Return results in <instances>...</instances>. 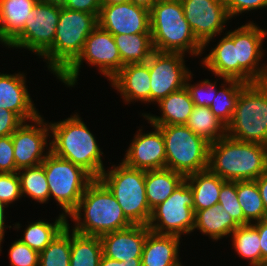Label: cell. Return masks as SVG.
Wrapping results in <instances>:
<instances>
[{"label": "cell", "instance_id": "obj_48", "mask_svg": "<svg viewBox=\"0 0 267 266\" xmlns=\"http://www.w3.org/2000/svg\"><path fill=\"white\" fill-rule=\"evenodd\" d=\"M256 183L263 201L264 208L267 213V173L262 174L256 179Z\"/></svg>", "mask_w": 267, "mask_h": 266}, {"label": "cell", "instance_id": "obj_1", "mask_svg": "<svg viewBox=\"0 0 267 266\" xmlns=\"http://www.w3.org/2000/svg\"><path fill=\"white\" fill-rule=\"evenodd\" d=\"M67 217L75 224L73 231L89 236L100 237L133 225L125 217L112 192L99 178H94L88 184L77 207Z\"/></svg>", "mask_w": 267, "mask_h": 266}, {"label": "cell", "instance_id": "obj_52", "mask_svg": "<svg viewBox=\"0 0 267 266\" xmlns=\"http://www.w3.org/2000/svg\"><path fill=\"white\" fill-rule=\"evenodd\" d=\"M126 2H130V0H101V5H112Z\"/></svg>", "mask_w": 267, "mask_h": 266}, {"label": "cell", "instance_id": "obj_32", "mask_svg": "<svg viewBox=\"0 0 267 266\" xmlns=\"http://www.w3.org/2000/svg\"><path fill=\"white\" fill-rule=\"evenodd\" d=\"M69 266H99L103 256L100 237L79 234L71 229Z\"/></svg>", "mask_w": 267, "mask_h": 266}, {"label": "cell", "instance_id": "obj_51", "mask_svg": "<svg viewBox=\"0 0 267 266\" xmlns=\"http://www.w3.org/2000/svg\"><path fill=\"white\" fill-rule=\"evenodd\" d=\"M38 3L52 4L63 7L65 0H36Z\"/></svg>", "mask_w": 267, "mask_h": 266}, {"label": "cell", "instance_id": "obj_45", "mask_svg": "<svg viewBox=\"0 0 267 266\" xmlns=\"http://www.w3.org/2000/svg\"><path fill=\"white\" fill-rule=\"evenodd\" d=\"M101 0H65L64 8L94 14L97 18L101 9Z\"/></svg>", "mask_w": 267, "mask_h": 266}, {"label": "cell", "instance_id": "obj_18", "mask_svg": "<svg viewBox=\"0 0 267 266\" xmlns=\"http://www.w3.org/2000/svg\"><path fill=\"white\" fill-rule=\"evenodd\" d=\"M151 126L154 131L148 133L139 128L125 151L121 161L128 167L145 171L166 168V151L162 131L157 126Z\"/></svg>", "mask_w": 267, "mask_h": 266}, {"label": "cell", "instance_id": "obj_6", "mask_svg": "<svg viewBox=\"0 0 267 266\" xmlns=\"http://www.w3.org/2000/svg\"><path fill=\"white\" fill-rule=\"evenodd\" d=\"M227 135L267 146V81L247 84L241 90Z\"/></svg>", "mask_w": 267, "mask_h": 266}, {"label": "cell", "instance_id": "obj_31", "mask_svg": "<svg viewBox=\"0 0 267 266\" xmlns=\"http://www.w3.org/2000/svg\"><path fill=\"white\" fill-rule=\"evenodd\" d=\"M185 125L209 144L227 135V126L205 106L195 105Z\"/></svg>", "mask_w": 267, "mask_h": 266}, {"label": "cell", "instance_id": "obj_15", "mask_svg": "<svg viewBox=\"0 0 267 266\" xmlns=\"http://www.w3.org/2000/svg\"><path fill=\"white\" fill-rule=\"evenodd\" d=\"M44 120L39 115L30 124L23 122L11 134L17 170L41 164L51 152L49 122Z\"/></svg>", "mask_w": 267, "mask_h": 266}, {"label": "cell", "instance_id": "obj_17", "mask_svg": "<svg viewBox=\"0 0 267 266\" xmlns=\"http://www.w3.org/2000/svg\"><path fill=\"white\" fill-rule=\"evenodd\" d=\"M97 20L112 35L150 33V10L132 2L102 5Z\"/></svg>", "mask_w": 267, "mask_h": 266}, {"label": "cell", "instance_id": "obj_46", "mask_svg": "<svg viewBox=\"0 0 267 266\" xmlns=\"http://www.w3.org/2000/svg\"><path fill=\"white\" fill-rule=\"evenodd\" d=\"M252 225L258 230L260 237L261 248V263L267 261V218L264 220L252 223Z\"/></svg>", "mask_w": 267, "mask_h": 266}, {"label": "cell", "instance_id": "obj_23", "mask_svg": "<svg viewBox=\"0 0 267 266\" xmlns=\"http://www.w3.org/2000/svg\"><path fill=\"white\" fill-rule=\"evenodd\" d=\"M156 104L161 112L160 116L150 113L141 115L150 125H185L195 107L186 87L170 93Z\"/></svg>", "mask_w": 267, "mask_h": 266}, {"label": "cell", "instance_id": "obj_54", "mask_svg": "<svg viewBox=\"0 0 267 266\" xmlns=\"http://www.w3.org/2000/svg\"><path fill=\"white\" fill-rule=\"evenodd\" d=\"M0 44L4 45L5 47H7V45L0 39Z\"/></svg>", "mask_w": 267, "mask_h": 266}, {"label": "cell", "instance_id": "obj_35", "mask_svg": "<svg viewBox=\"0 0 267 266\" xmlns=\"http://www.w3.org/2000/svg\"><path fill=\"white\" fill-rule=\"evenodd\" d=\"M20 180L22 197H30L40 204L48 203L50 199L49 186L44 167L41 164L23 168L17 171ZM26 195V196H25Z\"/></svg>", "mask_w": 267, "mask_h": 266}, {"label": "cell", "instance_id": "obj_7", "mask_svg": "<svg viewBox=\"0 0 267 266\" xmlns=\"http://www.w3.org/2000/svg\"><path fill=\"white\" fill-rule=\"evenodd\" d=\"M99 179L108 187L125 217L133 225H147L151 216L146 197L145 170L128 167L122 161L104 170Z\"/></svg>", "mask_w": 267, "mask_h": 266}, {"label": "cell", "instance_id": "obj_12", "mask_svg": "<svg viewBox=\"0 0 267 266\" xmlns=\"http://www.w3.org/2000/svg\"><path fill=\"white\" fill-rule=\"evenodd\" d=\"M226 34L237 44L239 81L246 84L266 82L267 64L260 62L265 56L262 45L267 36V29L248 21L233 31H226Z\"/></svg>", "mask_w": 267, "mask_h": 266}, {"label": "cell", "instance_id": "obj_41", "mask_svg": "<svg viewBox=\"0 0 267 266\" xmlns=\"http://www.w3.org/2000/svg\"><path fill=\"white\" fill-rule=\"evenodd\" d=\"M22 197L17 172L0 173V200L10 206Z\"/></svg>", "mask_w": 267, "mask_h": 266}, {"label": "cell", "instance_id": "obj_14", "mask_svg": "<svg viewBox=\"0 0 267 266\" xmlns=\"http://www.w3.org/2000/svg\"><path fill=\"white\" fill-rule=\"evenodd\" d=\"M184 58L181 53H152L146 61L150 73V103H158L170 93L185 87L191 71L185 65Z\"/></svg>", "mask_w": 267, "mask_h": 266}, {"label": "cell", "instance_id": "obj_16", "mask_svg": "<svg viewBox=\"0 0 267 266\" xmlns=\"http://www.w3.org/2000/svg\"><path fill=\"white\" fill-rule=\"evenodd\" d=\"M184 17L196 39L203 45V51L226 29L231 20L223 0H181Z\"/></svg>", "mask_w": 267, "mask_h": 266}, {"label": "cell", "instance_id": "obj_29", "mask_svg": "<svg viewBox=\"0 0 267 266\" xmlns=\"http://www.w3.org/2000/svg\"><path fill=\"white\" fill-rule=\"evenodd\" d=\"M68 217L63 213L57 216L54 223L44 220H36L26 225L20 241L37 251L42 252L56 236L68 225Z\"/></svg>", "mask_w": 267, "mask_h": 266}, {"label": "cell", "instance_id": "obj_11", "mask_svg": "<svg viewBox=\"0 0 267 266\" xmlns=\"http://www.w3.org/2000/svg\"><path fill=\"white\" fill-rule=\"evenodd\" d=\"M193 192L184 180L162 203L152 209L147 227L157 234L187 235L193 232Z\"/></svg>", "mask_w": 267, "mask_h": 266}, {"label": "cell", "instance_id": "obj_42", "mask_svg": "<svg viewBox=\"0 0 267 266\" xmlns=\"http://www.w3.org/2000/svg\"><path fill=\"white\" fill-rule=\"evenodd\" d=\"M14 148L11 135L0 137V173H15Z\"/></svg>", "mask_w": 267, "mask_h": 266}, {"label": "cell", "instance_id": "obj_39", "mask_svg": "<svg viewBox=\"0 0 267 266\" xmlns=\"http://www.w3.org/2000/svg\"><path fill=\"white\" fill-rule=\"evenodd\" d=\"M193 73H191L186 79L185 87L188 89L191 99L196 106L210 107L213 99L217 95V78L216 81L204 79L199 81L197 84H191Z\"/></svg>", "mask_w": 267, "mask_h": 266}, {"label": "cell", "instance_id": "obj_30", "mask_svg": "<svg viewBox=\"0 0 267 266\" xmlns=\"http://www.w3.org/2000/svg\"><path fill=\"white\" fill-rule=\"evenodd\" d=\"M123 65L145 63L155 51L151 33L113 35Z\"/></svg>", "mask_w": 267, "mask_h": 266}, {"label": "cell", "instance_id": "obj_50", "mask_svg": "<svg viewBox=\"0 0 267 266\" xmlns=\"http://www.w3.org/2000/svg\"><path fill=\"white\" fill-rule=\"evenodd\" d=\"M158 0H130L135 5L142 6L150 10Z\"/></svg>", "mask_w": 267, "mask_h": 266}, {"label": "cell", "instance_id": "obj_40", "mask_svg": "<svg viewBox=\"0 0 267 266\" xmlns=\"http://www.w3.org/2000/svg\"><path fill=\"white\" fill-rule=\"evenodd\" d=\"M8 252L10 266H39V253L19 239L11 243Z\"/></svg>", "mask_w": 267, "mask_h": 266}, {"label": "cell", "instance_id": "obj_33", "mask_svg": "<svg viewBox=\"0 0 267 266\" xmlns=\"http://www.w3.org/2000/svg\"><path fill=\"white\" fill-rule=\"evenodd\" d=\"M221 80H223L221 89H217V95L209 108L227 126L232 120L238 96L247 84L235 79L221 78Z\"/></svg>", "mask_w": 267, "mask_h": 266}, {"label": "cell", "instance_id": "obj_19", "mask_svg": "<svg viewBox=\"0 0 267 266\" xmlns=\"http://www.w3.org/2000/svg\"><path fill=\"white\" fill-rule=\"evenodd\" d=\"M24 73L7 74L0 72V109L16 113L24 122L36 119L40 113L36 109Z\"/></svg>", "mask_w": 267, "mask_h": 266}, {"label": "cell", "instance_id": "obj_47", "mask_svg": "<svg viewBox=\"0 0 267 266\" xmlns=\"http://www.w3.org/2000/svg\"><path fill=\"white\" fill-rule=\"evenodd\" d=\"M99 266H142L141 258H134V261H117L102 256Z\"/></svg>", "mask_w": 267, "mask_h": 266}, {"label": "cell", "instance_id": "obj_20", "mask_svg": "<svg viewBox=\"0 0 267 266\" xmlns=\"http://www.w3.org/2000/svg\"><path fill=\"white\" fill-rule=\"evenodd\" d=\"M149 232L147 225H132L100 236L103 256L120 262L141 258L143 245Z\"/></svg>", "mask_w": 267, "mask_h": 266}, {"label": "cell", "instance_id": "obj_4", "mask_svg": "<svg viewBox=\"0 0 267 266\" xmlns=\"http://www.w3.org/2000/svg\"><path fill=\"white\" fill-rule=\"evenodd\" d=\"M150 33L155 51L201 56L203 45L184 17L181 0H158L150 9Z\"/></svg>", "mask_w": 267, "mask_h": 266}, {"label": "cell", "instance_id": "obj_38", "mask_svg": "<svg viewBox=\"0 0 267 266\" xmlns=\"http://www.w3.org/2000/svg\"><path fill=\"white\" fill-rule=\"evenodd\" d=\"M218 204L239 226L245 225L242 207L237 199V181H225L222 184Z\"/></svg>", "mask_w": 267, "mask_h": 266}, {"label": "cell", "instance_id": "obj_34", "mask_svg": "<svg viewBox=\"0 0 267 266\" xmlns=\"http://www.w3.org/2000/svg\"><path fill=\"white\" fill-rule=\"evenodd\" d=\"M232 247L250 266L261 264V242L258 230L252 225L238 226L232 233Z\"/></svg>", "mask_w": 267, "mask_h": 266}, {"label": "cell", "instance_id": "obj_26", "mask_svg": "<svg viewBox=\"0 0 267 266\" xmlns=\"http://www.w3.org/2000/svg\"><path fill=\"white\" fill-rule=\"evenodd\" d=\"M194 228L206 235L212 241L228 237L239 226L232 217L223 210L220 204H215L203 210H194Z\"/></svg>", "mask_w": 267, "mask_h": 266}, {"label": "cell", "instance_id": "obj_3", "mask_svg": "<svg viewBox=\"0 0 267 266\" xmlns=\"http://www.w3.org/2000/svg\"><path fill=\"white\" fill-rule=\"evenodd\" d=\"M51 152L82 167L93 178H99L106 169L103 151L96 137L78 113L58 122H50Z\"/></svg>", "mask_w": 267, "mask_h": 266}, {"label": "cell", "instance_id": "obj_24", "mask_svg": "<svg viewBox=\"0 0 267 266\" xmlns=\"http://www.w3.org/2000/svg\"><path fill=\"white\" fill-rule=\"evenodd\" d=\"M206 67L220 80L221 78L239 80V61L237 44L225 34L219 42L201 60Z\"/></svg>", "mask_w": 267, "mask_h": 266}, {"label": "cell", "instance_id": "obj_36", "mask_svg": "<svg viewBox=\"0 0 267 266\" xmlns=\"http://www.w3.org/2000/svg\"><path fill=\"white\" fill-rule=\"evenodd\" d=\"M237 199L242 207L245 225L267 218L256 180L237 181Z\"/></svg>", "mask_w": 267, "mask_h": 266}, {"label": "cell", "instance_id": "obj_37", "mask_svg": "<svg viewBox=\"0 0 267 266\" xmlns=\"http://www.w3.org/2000/svg\"><path fill=\"white\" fill-rule=\"evenodd\" d=\"M70 230L68 221V225L39 253V266H69L71 258Z\"/></svg>", "mask_w": 267, "mask_h": 266}, {"label": "cell", "instance_id": "obj_21", "mask_svg": "<svg viewBox=\"0 0 267 266\" xmlns=\"http://www.w3.org/2000/svg\"><path fill=\"white\" fill-rule=\"evenodd\" d=\"M126 104L150 103V73L147 62L126 64L109 81Z\"/></svg>", "mask_w": 267, "mask_h": 266}, {"label": "cell", "instance_id": "obj_43", "mask_svg": "<svg viewBox=\"0 0 267 266\" xmlns=\"http://www.w3.org/2000/svg\"><path fill=\"white\" fill-rule=\"evenodd\" d=\"M223 2L231 19L244 12L267 8V0H223Z\"/></svg>", "mask_w": 267, "mask_h": 266}, {"label": "cell", "instance_id": "obj_22", "mask_svg": "<svg viewBox=\"0 0 267 266\" xmlns=\"http://www.w3.org/2000/svg\"><path fill=\"white\" fill-rule=\"evenodd\" d=\"M181 239L176 235L150 231L143 245L142 266H183L178 253Z\"/></svg>", "mask_w": 267, "mask_h": 266}, {"label": "cell", "instance_id": "obj_27", "mask_svg": "<svg viewBox=\"0 0 267 266\" xmlns=\"http://www.w3.org/2000/svg\"><path fill=\"white\" fill-rule=\"evenodd\" d=\"M193 192V210H203L218 204L222 184L225 182L209 169L185 176Z\"/></svg>", "mask_w": 267, "mask_h": 266}, {"label": "cell", "instance_id": "obj_44", "mask_svg": "<svg viewBox=\"0 0 267 266\" xmlns=\"http://www.w3.org/2000/svg\"><path fill=\"white\" fill-rule=\"evenodd\" d=\"M24 121L14 112L0 109V137L11 135Z\"/></svg>", "mask_w": 267, "mask_h": 266}, {"label": "cell", "instance_id": "obj_9", "mask_svg": "<svg viewBox=\"0 0 267 266\" xmlns=\"http://www.w3.org/2000/svg\"><path fill=\"white\" fill-rule=\"evenodd\" d=\"M97 67L107 80H111L124 66L111 33L97 25L86 38L78 57L57 77L59 81L73 87L77 85L82 63Z\"/></svg>", "mask_w": 267, "mask_h": 266}, {"label": "cell", "instance_id": "obj_2", "mask_svg": "<svg viewBox=\"0 0 267 266\" xmlns=\"http://www.w3.org/2000/svg\"><path fill=\"white\" fill-rule=\"evenodd\" d=\"M208 169L224 181L256 180L267 173V146L226 135L209 145Z\"/></svg>", "mask_w": 267, "mask_h": 266}, {"label": "cell", "instance_id": "obj_28", "mask_svg": "<svg viewBox=\"0 0 267 266\" xmlns=\"http://www.w3.org/2000/svg\"><path fill=\"white\" fill-rule=\"evenodd\" d=\"M184 180L183 174L169 168L145 171L146 197L150 209L164 202Z\"/></svg>", "mask_w": 267, "mask_h": 266}, {"label": "cell", "instance_id": "obj_49", "mask_svg": "<svg viewBox=\"0 0 267 266\" xmlns=\"http://www.w3.org/2000/svg\"><path fill=\"white\" fill-rule=\"evenodd\" d=\"M8 208L9 206L8 205H6L4 202H2L1 200H0V253H1V249H2V247H1V244H2V242H3V240H4V236H5V229H7V228H12V226L10 225V226H6V223H5V219H6V215H4L5 214V208Z\"/></svg>", "mask_w": 267, "mask_h": 266}, {"label": "cell", "instance_id": "obj_8", "mask_svg": "<svg viewBox=\"0 0 267 266\" xmlns=\"http://www.w3.org/2000/svg\"><path fill=\"white\" fill-rule=\"evenodd\" d=\"M163 134L166 168L184 176L208 169L209 143L186 125H154Z\"/></svg>", "mask_w": 267, "mask_h": 266}, {"label": "cell", "instance_id": "obj_25", "mask_svg": "<svg viewBox=\"0 0 267 266\" xmlns=\"http://www.w3.org/2000/svg\"><path fill=\"white\" fill-rule=\"evenodd\" d=\"M36 0H0V39L8 46L24 29Z\"/></svg>", "mask_w": 267, "mask_h": 266}, {"label": "cell", "instance_id": "obj_5", "mask_svg": "<svg viewBox=\"0 0 267 266\" xmlns=\"http://www.w3.org/2000/svg\"><path fill=\"white\" fill-rule=\"evenodd\" d=\"M97 25L94 14L61 7L54 43L41 56L56 78L78 57Z\"/></svg>", "mask_w": 267, "mask_h": 266}, {"label": "cell", "instance_id": "obj_13", "mask_svg": "<svg viewBox=\"0 0 267 266\" xmlns=\"http://www.w3.org/2000/svg\"><path fill=\"white\" fill-rule=\"evenodd\" d=\"M61 6L36 3L23 31L7 46L26 49L42 56L54 43Z\"/></svg>", "mask_w": 267, "mask_h": 266}, {"label": "cell", "instance_id": "obj_10", "mask_svg": "<svg viewBox=\"0 0 267 266\" xmlns=\"http://www.w3.org/2000/svg\"><path fill=\"white\" fill-rule=\"evenodd\" d=\"M49 186L50 199H55L65 216L77 207L88 184L94 179L82 167L50 152L42 162Z\"/></svg>", "mask_w": 267, "mask_h": 266}, {"label": "cell", "instance_id": "obj_53", "mask_svg": "<svg viewBox=\"0 0 267 266\" xmlns=\"http://www.w3.org/2000/svg\"><path fill=\"white\" fill-rule=\"evenodd\" d=\"M258 266H267V261H264L263 263H261L260 265Z\"/></svg>", "mask_w": 267, "mask_h": 266}]
</instances>
